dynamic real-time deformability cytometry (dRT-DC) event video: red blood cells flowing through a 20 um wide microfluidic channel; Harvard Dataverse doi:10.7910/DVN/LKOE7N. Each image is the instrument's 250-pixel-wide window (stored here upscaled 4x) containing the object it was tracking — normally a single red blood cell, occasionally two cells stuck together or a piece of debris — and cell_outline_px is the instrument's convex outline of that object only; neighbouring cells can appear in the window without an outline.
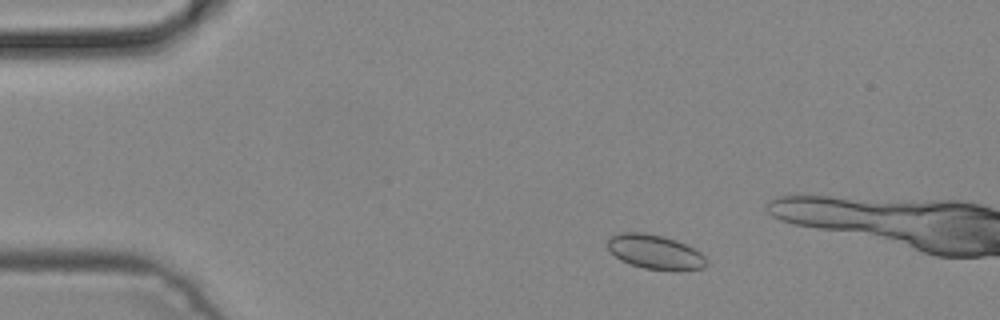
{"species": "common noctule bat (a hibernating species)", "species_latin": "Nyctalus noctula", "temperature_condition": "cold", "stored_images_in_passage": 4, "camera_frame_rate_fps": 3000, "um_per_image_px": 0.085, "animal": {"sex": "male", "body_mass_g": 19.2, "forearm_length_mm": 51.8}, "frame": {"image": 1, "passage_image": 2, "time_ms": 0.333, "image_size_px": [1000, 320], "cell_outline_px": [[704, 268], [680, 272], [672, 272], [644, 268], [620, 260], [608, 248], [608, 240], [612, 236], [624, 232], [644, 232], [664, 236], [676, 240], [700, 252], [704, 256]], "centroid_in_image_um": [55.7, 21.44], "position_along_channel_um": 29.3, "area_um2": 19.83}}